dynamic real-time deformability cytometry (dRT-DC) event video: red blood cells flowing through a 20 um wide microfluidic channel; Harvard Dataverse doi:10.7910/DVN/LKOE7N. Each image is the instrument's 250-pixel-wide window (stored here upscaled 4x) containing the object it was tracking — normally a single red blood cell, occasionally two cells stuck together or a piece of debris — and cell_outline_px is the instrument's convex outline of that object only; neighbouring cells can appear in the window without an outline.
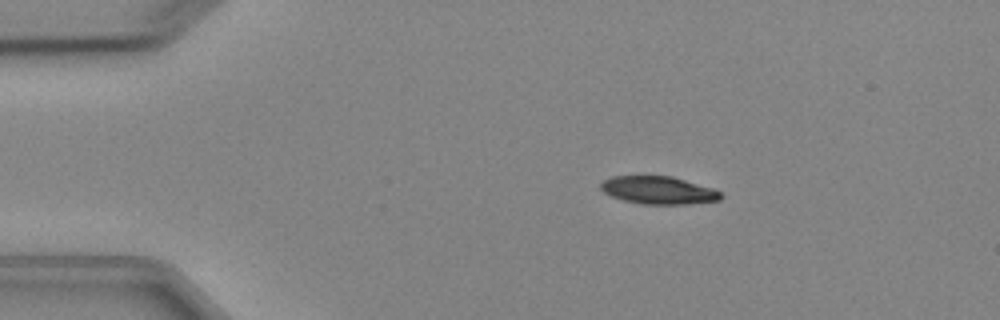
{"species": "Egyptian fruit bat (a non-hibernating species)", "species_latin": "Rousettus aegyptiacus", "temperature_condition": "cold", "stored_images_in_passage": 5, "camera_frame_rate_fps": 3000, "um_per_image_px": 0.085, "animal": {"sex": "female"}, "frame": {"image": 1, "passage_image": 1, "time_ms": 0.0, "image_size_px": [1000, 320], "cell_outline_px": [[724, 196], [720, 200], [684, 204], [640, 204], [624, 200], [612, 196], [604, 192], [600, 188], [600, 184], [604, 180], [612, 176], [672, 176], [712, 188], [720, 192]], "centroid_in_image_um": [55.96, 16.17], "position_along_channel_um": 29.0, "area_um2": 19.31}}
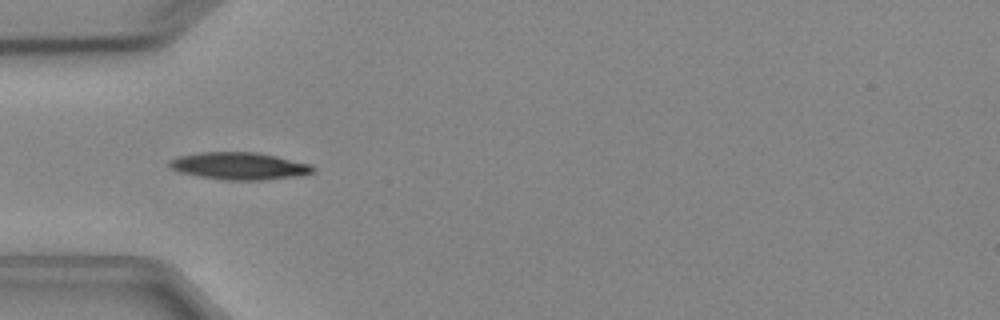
{"frame": {"image": 2, "passage_image": 3, "time_ms": 2.333, "image_size_px": [1000, 320], "cell_outline_px": [[316, 168], [312, 172], [300, 176], [264, 180], [224, 180], [200, 176], [180, 172], [172, 168], [168, 164], [168, 160], [176, 156], [200, 152], [256, 152], [276, 156], [308, 164]], "centroid_in_image_um": [20.31, 14.11], "position_along_channel_um": 64.7, "area_um2": 22.77}}